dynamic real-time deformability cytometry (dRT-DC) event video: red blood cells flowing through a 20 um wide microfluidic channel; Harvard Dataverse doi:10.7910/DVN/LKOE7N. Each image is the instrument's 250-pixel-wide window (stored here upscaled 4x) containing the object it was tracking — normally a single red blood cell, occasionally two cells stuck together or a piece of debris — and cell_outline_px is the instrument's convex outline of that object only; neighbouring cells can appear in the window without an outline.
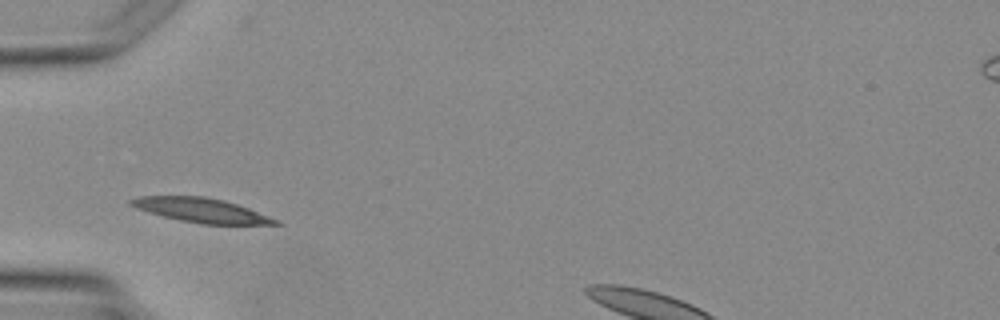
{"species": "Egyptian fruit bat (a non-hibernating species)", "species_latin": "Rousettus aegyptiacus", "temperature_condition": "warm", "stored_images_in_passage": 2, "camera_frame_rate_fps": 3000, "um_per_image_px": 0.085, "animal": {"sex": "female"}, "frame": {"image": 1, "passage_image": 1, "time_ms": 0.0, "image_size_px": [1000, 320], "cell_outline_px": [[284, 224], [200, 224], [180, 220], [148, 212], [136, 208], [128, 204], [128, 200], [140, 196], [204, 196], [224, 200], [248, 208], [280, 220]], "centroid_in_image_um": [17.1, 17.87], "position_along_channel_um": 67.9, "area_um2": 20.4}}
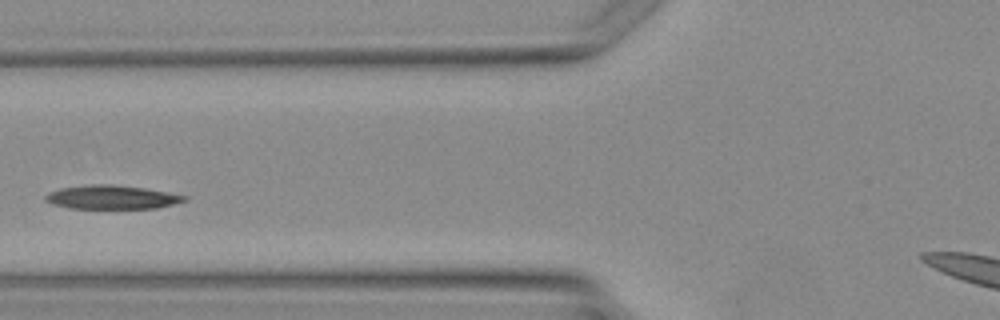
{"frame": {"image": 2, "passage_image": 2, "time_ms": 1.0, "image_size_px": [1000, 320], "cell_outline_px": [[188, 200], [156, 208], [68, 208], [44, 200], [44, 196], [48, 192], [60, 188], [92, 184], [108, 184], [144, 188], [188, 196]], "centroid_in_image_um": [9.49, 16.76], "position_along_channel_um": 116.3, "area_um2": 19.02}}